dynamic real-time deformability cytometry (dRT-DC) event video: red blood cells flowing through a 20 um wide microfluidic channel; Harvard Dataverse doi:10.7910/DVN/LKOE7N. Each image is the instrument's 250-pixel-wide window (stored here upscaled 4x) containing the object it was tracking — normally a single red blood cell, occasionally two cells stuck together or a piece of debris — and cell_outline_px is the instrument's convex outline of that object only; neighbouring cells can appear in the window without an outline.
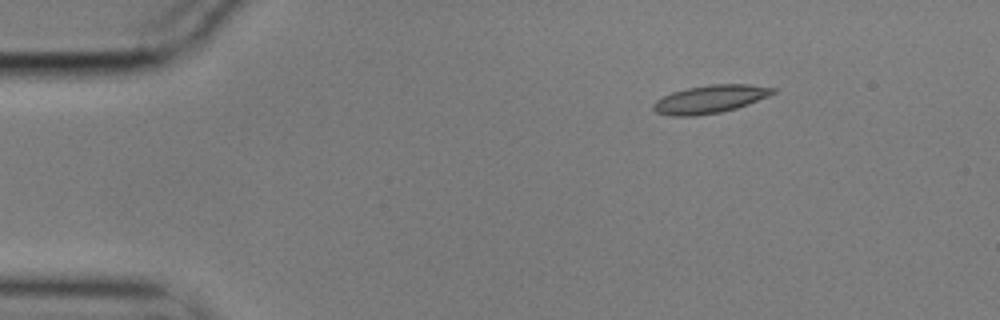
{"species": "common noctule bat (a hibernating species)", "species_latin": "Nyctalus noctula", "temperature_condition": "cold", "stored_images_in_passage": 49, "camera_frame_rate_fps": 3000, "um_per_image_px": 0.085, "animal": {"sex": "male", "body_mass_g": 17.9}, "frame": {"image": 1, "passage_image": 1, "time_ms": 0.0, "image_size_px": [1000, 320], "cell_outline_px": [[776, 92], [768, 96], [748, 104], [736, 108], [720, 112], [696, 116], [672, 116], [656, 112], [652, 108], [652, 104], [656, 100], [672, 92], [688, 88], [712, 84], [748, 84], [776, 88]], "centroid_in_image_um": [60.35, 8.43], "position_along_channel_um": 24.7, "area_um2": 19.42}}
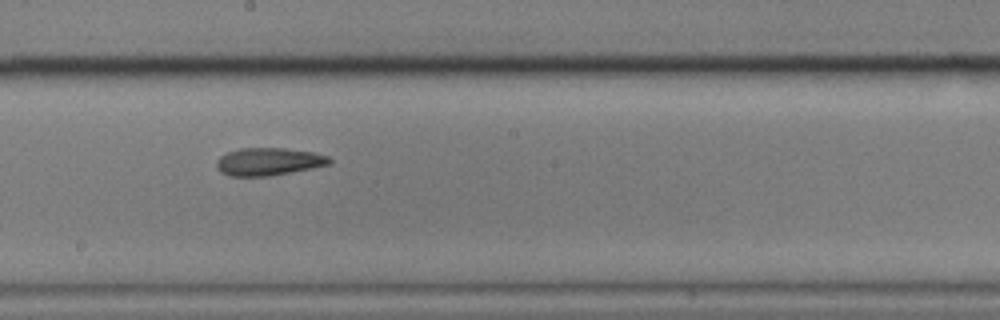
{"frame": {"image": 2, "passage_image": 24, "time_ms": 7.667, "image_size_px": [1000, 320], "cell_outline_px": [[332, 164], [272, 176], [228, 176], [220, 172], [216, 168], [216, 160], [220, 156], [228, 152], [240, 148], [284, 148], [312, 152], [328, 156], [332, 160]], "centroid_in_image_um": [22.82, 13.74], "position_along_channel_um": 225.4, "area_um2": 18.38}}
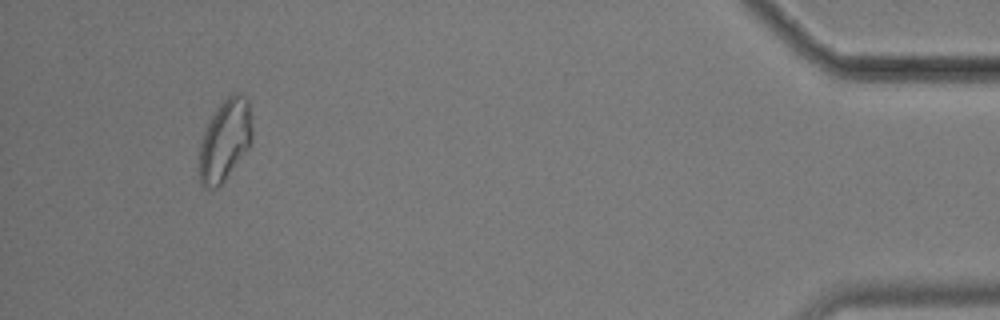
{"frame": {"image": 3, "passage_image": 46, "time_ms": 15.0, "image_size_px": [1000, 320], "cell_outline_px": [[252, 144], [224, 180], [216, 188], [204, 188], [200, 184], [200, 140], [212, 116], [220, 104], [232, 92], [240, 92], [248, 100], [252, 128]], "centroid_in_image_um": [19.14, 11.9], "position_along_channel_um": 416.1, "area_um2": 24.97}, "authors_computed_cell_mechanics": {"area_um2": 19.1318, "velocity_mm_per_s": 3.5088, "shape_relaxation_time_tau1_ms": null, "shape_relaxation_time_tau2_ms": 6.7095, "deformation_change_tau1": null, "deformation_change_tau2": 0.145}}